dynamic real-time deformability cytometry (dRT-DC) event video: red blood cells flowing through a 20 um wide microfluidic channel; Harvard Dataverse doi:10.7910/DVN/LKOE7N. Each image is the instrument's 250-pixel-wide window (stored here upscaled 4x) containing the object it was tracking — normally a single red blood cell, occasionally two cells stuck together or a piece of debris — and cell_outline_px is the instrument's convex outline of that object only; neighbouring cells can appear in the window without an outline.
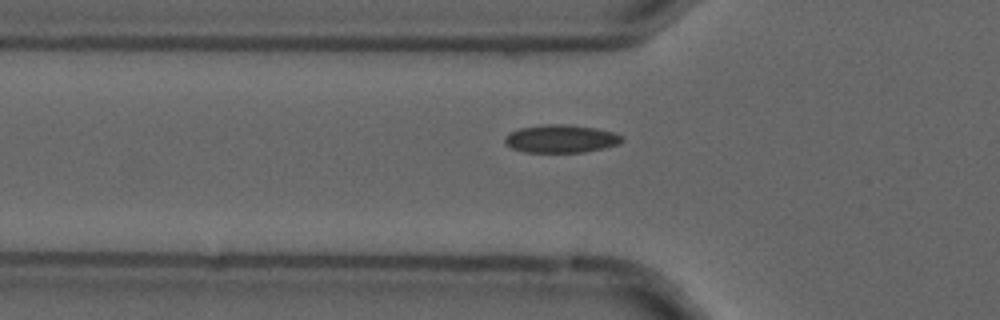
{"species": "common noctule bat (a hibernating species)", "species_latin": "Nyctalus noctula", "temperature_condition": "cold", "stored_images_in_passage": 48, "camera_frame_rate_fps": 3000, "um_per_image_px": 0.085, "animal": {"sex": "male", "forearm_length_mm": 52.5}, "frame": {"image": 1, "passage_image": 11, "time_ms": 3.333, "image_size_px": [1000, 320], "cell_outline_px": [[624, 140], [620, 144], [604, 148], [584, 152], [524, 152], [512, 148], [504, 144], [504, 136], [520, 128], [544, 124], [564, 124], [596, 128], [616, 132], [624, 136]], "centroid_in_image_um": [47.72, 11.79], "position_along_channel_um": 78.1, "area_um2": 19.31}}
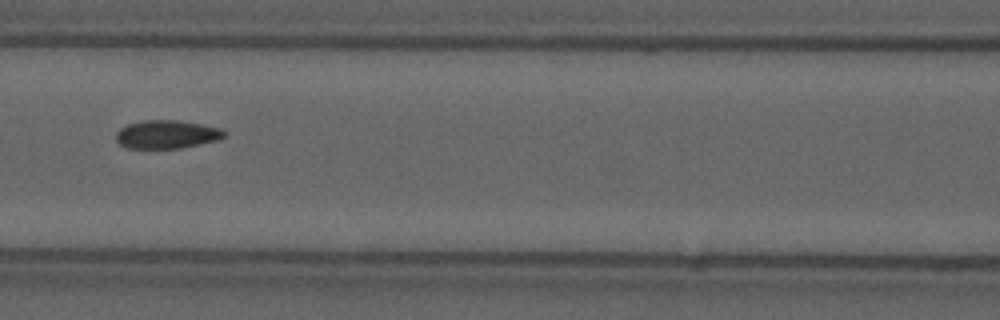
{"frame": {"image": 2, "passage_image": 17, "time_ms": 5.333, "image_size_px": [1000, 320], "cell_outline_px": [[228, 136], [216, 140], [180, 148], [128, 148], [120, 144], [116, 140], [116, 132], [120, 128], [128, 124], [140, 120], [176, 120], [200, 124], [220, 128]], "centroid_in_image_um": [14.14, 11.41], "position_along_channel_um": 152.5, "area_um2": 17.74}}
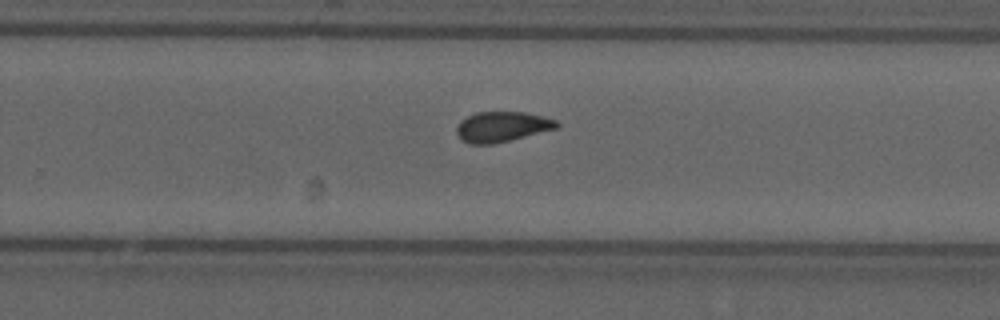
{"frame": {"image": 3, "passage_image": 28, "time_ms": 9.0, "image_size_px": [1000, 320], "cell_outline_px": [[560, 124], [556, 128], [496, 144], [468, 144], [460, 140], [456, 132], [456, 128], [460, 120], [476, 112], [524, 112], [544, 116], [556, 120]], "centroid_in_image_um": [42.63, 10.78], "position_along_channel_um": 287.2, "area_um2": 17.8}, "authors_computed_cell_mechanics": {"area_um2": 17.9758, "velocity_mm_per_s": 3.6921, "shape_relaxation_time_tau1_ms": 8.9652, "shape_relaxation_time_tau2_ms": 1.7774, "deformation_change_tau1": 0.1444, "deformation_change_tau2": 0.064}}